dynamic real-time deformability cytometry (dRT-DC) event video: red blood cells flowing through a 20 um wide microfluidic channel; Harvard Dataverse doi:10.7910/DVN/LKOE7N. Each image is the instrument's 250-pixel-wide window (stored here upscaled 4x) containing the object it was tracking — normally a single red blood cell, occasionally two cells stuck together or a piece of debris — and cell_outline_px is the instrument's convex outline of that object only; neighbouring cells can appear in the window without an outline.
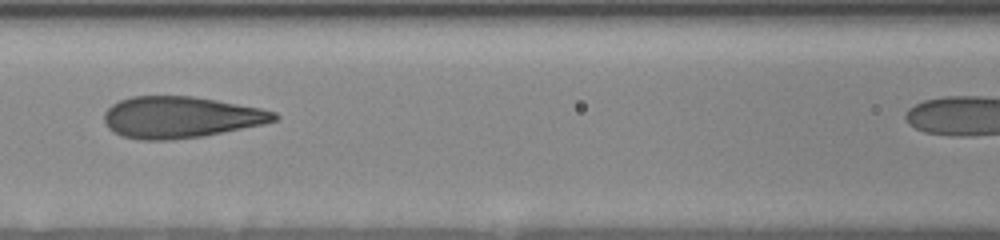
{"species": "human", "species_latin": "Homo sapiens", "temperature_condition": "room temperature", "stored_images_in_passage": 16, "segment_of_instrument_passage": [1, 2], "camera_frame_rate_fps": 3000, "um_per_image_px": 0.085, "donor": {"sex": "female"}, "frame": {"image": 1, "passage_image": 14, "time_ms": 5.0, "image_size_px": [1000, 240], "cell_outline_px": [[280, 116], [276, 120], [264, 124], [204, 136], [172, 140], [140, 140], [124, 136], [112, 132], [108, 128], [104, 120], [104, 112], [112, 104], [120, 100], [132, 96], [192, 96], [216, 100], [260, 108], [276, 112]], "centroid_in_image_um": [15.35, 9.97], "position_along_channel_um": 151.3, "area_um2": 41.21}}